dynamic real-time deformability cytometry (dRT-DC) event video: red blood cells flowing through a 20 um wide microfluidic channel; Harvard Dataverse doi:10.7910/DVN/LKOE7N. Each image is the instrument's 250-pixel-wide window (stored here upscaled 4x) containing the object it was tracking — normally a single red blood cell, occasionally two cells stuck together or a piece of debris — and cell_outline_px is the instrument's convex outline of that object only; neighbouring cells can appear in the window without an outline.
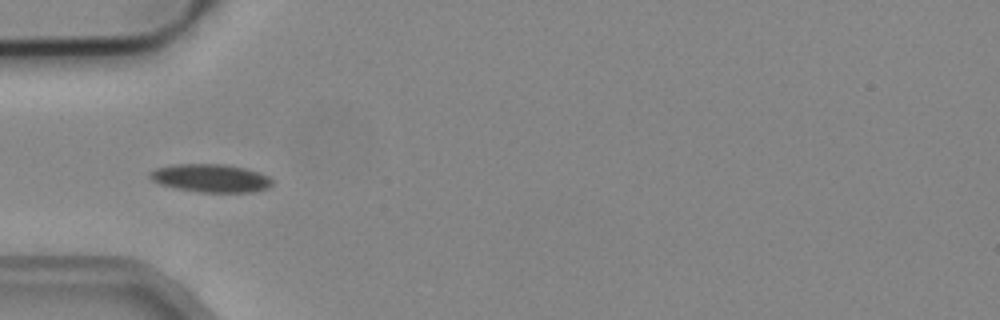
{"species": "common noctule bat (a hibernating species)", "species_latin": "Nyctalus noctula", "temperature_condition": "cold", "stored_images_in_passage": 5, "camera_frame_rate_fps": 3000, "um_per_image_px": 0.085, "animal": {"sex": "male", "body_mass_g": 19.2, "forearm_length_mm": 51.8}, "frame": {"image": 1, "passage_image": 4, "time_ms": 1.0, "image_size_px": [1000, 320], "cell_outline_px": [[272, 184], [268, 188], [252, 192], [200, 192], [176, 188], [160, 184], [152, 180], [148, 176], [156, 168], [176, 164], [224, 164], [244, 168], [260, 172], [268, 176], [272, 180]], "centroid_in_image_um": [17.93, 15.14], "position_along_channel_um": 67.1, "area_um2": 19.94}}